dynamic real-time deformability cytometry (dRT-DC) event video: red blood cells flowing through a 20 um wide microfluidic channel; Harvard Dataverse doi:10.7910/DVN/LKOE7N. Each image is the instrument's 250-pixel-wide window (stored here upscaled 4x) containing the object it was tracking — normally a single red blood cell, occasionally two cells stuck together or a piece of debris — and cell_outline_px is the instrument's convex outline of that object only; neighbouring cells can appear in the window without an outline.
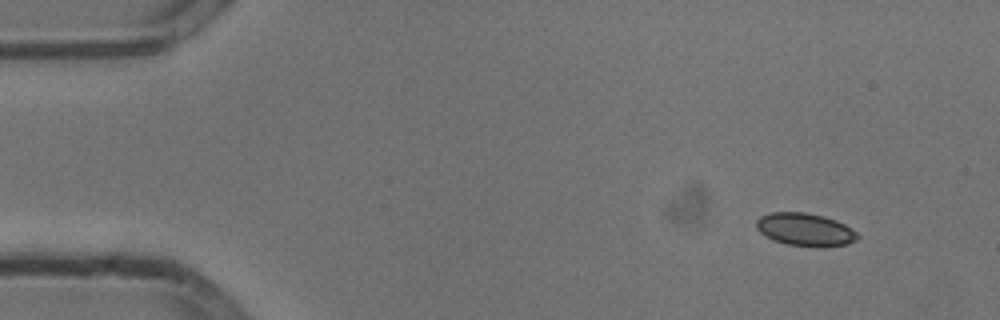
{"species": "common noctule bat (a hibernating species)", "species_latin": "Nyctalus noctula", "temperature_condition": "cold", "stored_images_in_passage": 50, "camera_frame_rate_fps": 3000, "um_per_image_px": 0.085, "animal": {"sex": "male", "body_mass_g": 13.3}, "frame": {"image": 1, "passage_image": 1, "time_ms": 0.0, "image_size_px": [1000, 320], "cell_outline_px": [[860, 236], [856, 240], [848, 244], [788, 244], [776, 240], [760, 232], [756, 228], [756, 220], [760, 216], [772, 212], [808, 212], [824, 216], [836, 220], [844, 224], [856, 232]], "centroid_in_image_um": [68.41, 19.45], "position_along_channel_um": 16.6, "area_um2": 18.55}}
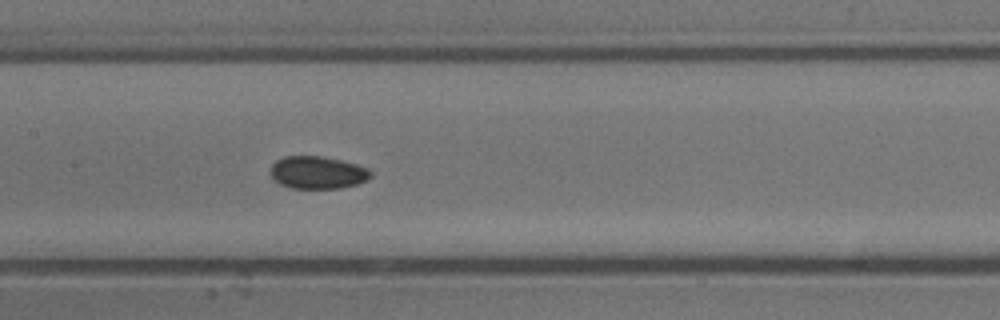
{"frame": {"image": 2, "passage_image": 22, "time_ms": 7.0, "image_size_px": [1000, 320], "cell_outline_px": [[372, 176], [368, 180], [356, 184], [340, 188], [292, 188], [280, 184], [268, 172], [272, 164], [276, 160], [284, 156], [324, 156], [356, 164], [368, 168], [372, 172]], "centroid_in_image_um": [26.99, 14.66], "position_along_channel_um": 180.4, "area_um2": 19.13}}
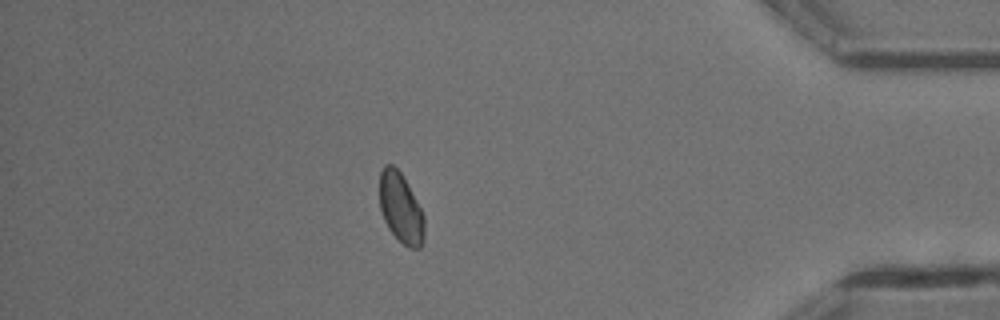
{"frame": {"image": 3, "passage_image": 43, "time_ms": 14.0, "image_size_px": [1000, 320], "cell_outline_px": [[424, 240], [420, 248], [408, 248], [388, 228], [384, 220], [380, 208], [380, 172], [384, 164], [392, 164], [400, 172], [420, 208], [424, 216]], "centroid_in_image_um": [34.06, 17.69], "position_along_channel_um": 401.1, "area_um2": 17.98}, "authors_computed_cell_mechanics": {"area_um2": 18.8428, "velocity_mm_per_s": 3.7826, "shape_relaxation_time_tau1_ms": 3.2555, "shape_relaxation_time_tau2_ms": 3.1056, "deformation_change_tau1": 0.0376, "deformation_change_tau2": 0.048}}